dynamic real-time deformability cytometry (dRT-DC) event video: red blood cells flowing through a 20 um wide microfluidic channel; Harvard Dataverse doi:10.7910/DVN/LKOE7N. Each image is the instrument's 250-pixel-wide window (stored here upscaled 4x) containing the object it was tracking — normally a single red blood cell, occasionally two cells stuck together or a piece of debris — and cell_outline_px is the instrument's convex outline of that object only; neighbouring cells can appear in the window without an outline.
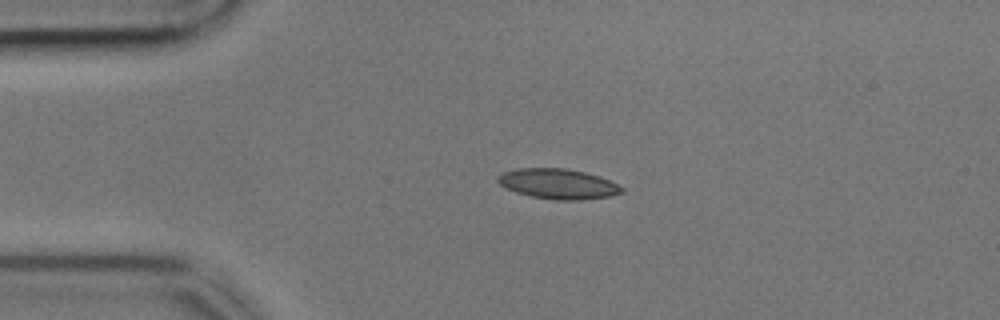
{"species": "common noctule bat (a hibernating species)", "species_latin": "Nyctalus noctula", "temperature_condition": "cold", "stored_images_in_passage": 44, "camera_frame_rate_fps": 3000, "um_per_image_px": 0.085, "animal": {"sex": "male", "body_mass_g": 17.9, "forearm_length_mm": 54.2}, "frame": {"image": 1, "passage_image": 1, "time_ms": 0.0, "image_size_px": [1000, 320], "cell_outline_px": [[624, 192], [612, 196], [580, 200], [556, 200], [532, 196], [516, 192], [504, 188], [496, 180], [496, 176], [500, 172], [516, 168], [564, 168], [584, 172], [608, 180], [624, 188]], "centroid_in_image_um": [47.38, 15.63], "position_along_channel_um": 37.6, "area_um2": 21.85}}
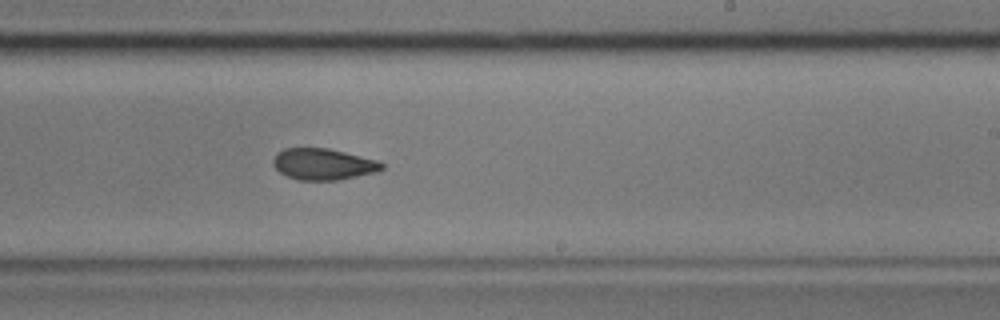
{"frame": {"image": 2, "passage_image": 22, "time_ms": 7.0, "image_size_px": [1000, 320], "cell_outline_px": [[384, 168], [376, 172], [336, 180], [300, 180], [288, 176], [280, 172], [272, 164], [272, 160], [276, 152], [284, 148], [328, 148], [380, 160], [384, 164]], "centroid_in_image_um": [27.48, 13.94], "position_along_channel_um": 261.5, "area_um2": 19.94}}
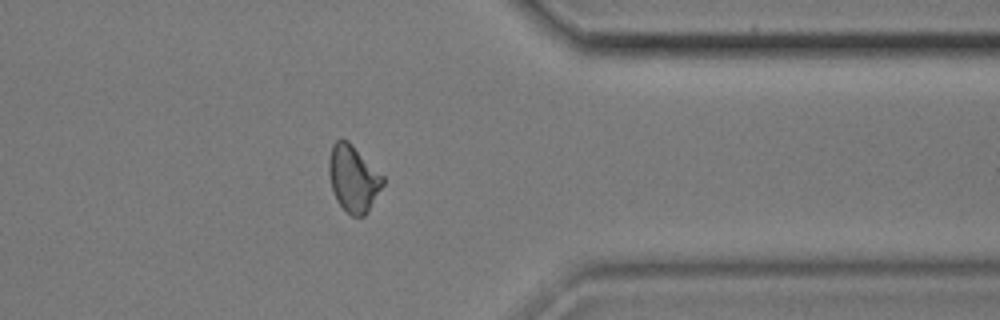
{"frame": {"image": 3, "passage_image": 33, "time_ms": 10.667, "image_size_px": [1000, 320], "cell_outline_px": [[384, 184], [368, 212], [364, 216], [352, 216], [336, 200], [332, 188], [328, 172], [328, 160], [332, 144], [336, 140], [348, 140], [384, 176]], "centroid_in_image_um": [30.03, 15.16], "position_along_channel_um": 381.4, "area_um2": 20.92}, "authors_computed_cell_mechanics": {"area_um2": 20.7791, "velocity_mm_per_s": 3.5815, "shape_relaxation_time_tau1_ms": 8.1736, "shape_relaxation_time_tau2_ms": 2.6523, "deformation_change_tau1": 0.1591, "deformation_change_tau2": 0.0734}}